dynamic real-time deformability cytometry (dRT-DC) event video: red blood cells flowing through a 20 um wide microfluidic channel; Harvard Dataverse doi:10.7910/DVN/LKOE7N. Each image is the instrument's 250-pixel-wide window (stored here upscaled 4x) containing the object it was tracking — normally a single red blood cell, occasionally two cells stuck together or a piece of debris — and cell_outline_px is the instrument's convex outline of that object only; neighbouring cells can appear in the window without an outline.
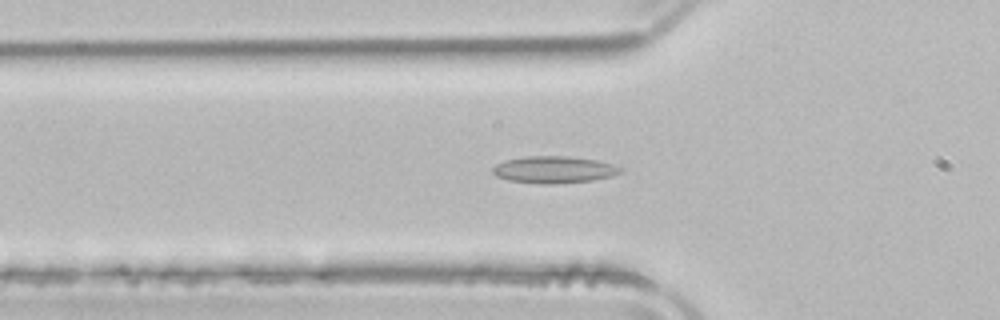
{"species": "common noctule bat (a hibernating species)", "species_latin": "Nyctalus noctula", "temperature_condition": "room temperature", "stored_images_in_passage": 50, "camera_frame_rate_fps": 3000, "um_per_image_px": 0.085, "animal": {"sex": "male", "body_mass_g": 21.5, "forearm_length_mm": 52.0}, "frame": {"image": 1, "passage_image": 16, "time_ms": 5.0, "image_size_px": [1000, 320], "cell_outline_px": [[624, 172], [612, 176], [592, 180], [556, 184], [540, 184], [508, 180], [496, 176], [492, 172], [492, 168], [496, 164], [504, 160], [524, 156], [568, 156], [596, 160], [612, 164], [620, 168]], "centroid_in_image_um": [47.06, 14.42], "position_along_channel_um": 78.7, "area_um2": 20.17}}
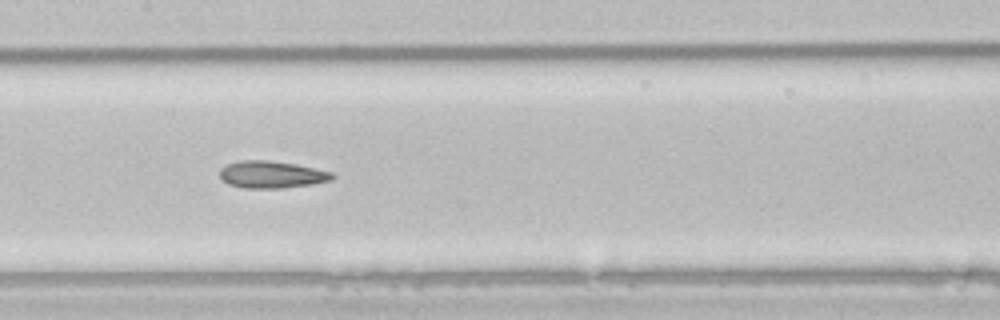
{"frame": {"image": 2, "passage_image": 24, "time_ms": 7.667, "image_size_px": [1000, 320], "cell_outline_px": [[336, 176], [332, 180], [312, 184], [284, 188], [244, 188], [228, 184], [220, 176], [220, 168], [228, 164], [240, 160], [268, 160], [296, 164], [332, 172]], "centroid_in_image_um": [23.1, 14.84], "position_along_channel_um": 184.3, "area_um2": 17.8}}
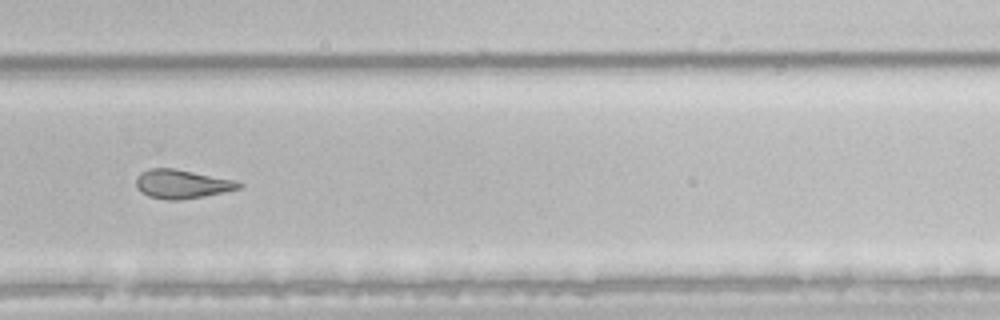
{"frame": {"image": 3, "passage_image": 34, "time_ms": 11.0, "image_size_px": [1000, 320], "cell_outline_px": [[244, 184], [240, 188], [224, 192], [204, 196], [180, 200], [168, 200], [148, 196], [140, 192], [136, 188], [136, 176], [140, 172], [148, 168], [172, 168], [236, 180]], "centroid_in_image_um": [15.43, 15.64], "position_along_channel_um": 314.4, "area_um2": 17.4}, "authors_computed_cell_mechanics": {"area_um2": 19.3919, "velocity_mm_per_s": 3.9176, "shape_relaxation_time_tau1_ms": null, "shape_relaxation_time_tau2_ms": 4.3445, "deformation_change_tau1": null, "deformation_change_tau2": 0.1323}}